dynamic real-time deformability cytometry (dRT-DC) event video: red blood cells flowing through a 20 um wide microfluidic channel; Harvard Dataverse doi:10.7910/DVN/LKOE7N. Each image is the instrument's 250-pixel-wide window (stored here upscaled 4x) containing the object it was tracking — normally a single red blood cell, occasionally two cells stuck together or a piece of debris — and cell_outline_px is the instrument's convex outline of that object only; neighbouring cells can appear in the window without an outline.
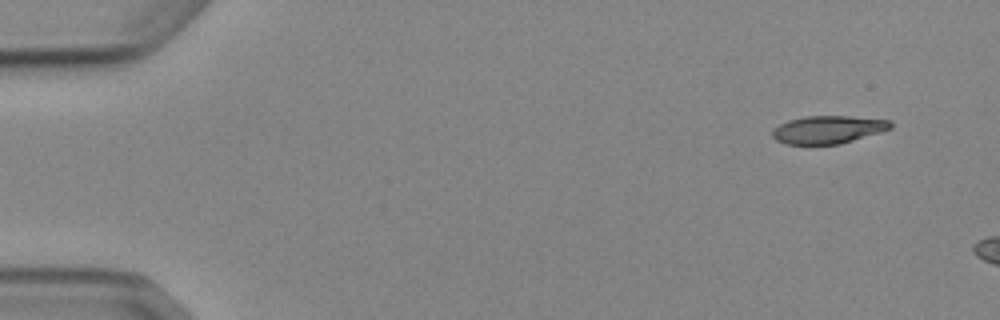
{"species": "Egyptian fruit bat (a non-hibernating species)", "species_latin": "Rousettus aegyptiacus", "temperature_condition": "cold", "stored_images_in_passage": 3, "camera_frame_rate_fps": 3000, "um_per_image_px": 0.085, "animal": {"sex": "female"}, "frame": {"image": 1, "passage_image": 1, "time_ms": 0.0, "image_size_px": [1000, 320], "cell_outline_px": [[892, 128], [880, 132], [840, 144], [784, 144], [776, 140], [772, 136], [772, 128], [788, 120], [804, 116], [848, 116], [892, 120]], "centroid_in_image_um": [70.37, 11.01], "position_along_channel_um": 14.6, "area_um2": 19.25}}